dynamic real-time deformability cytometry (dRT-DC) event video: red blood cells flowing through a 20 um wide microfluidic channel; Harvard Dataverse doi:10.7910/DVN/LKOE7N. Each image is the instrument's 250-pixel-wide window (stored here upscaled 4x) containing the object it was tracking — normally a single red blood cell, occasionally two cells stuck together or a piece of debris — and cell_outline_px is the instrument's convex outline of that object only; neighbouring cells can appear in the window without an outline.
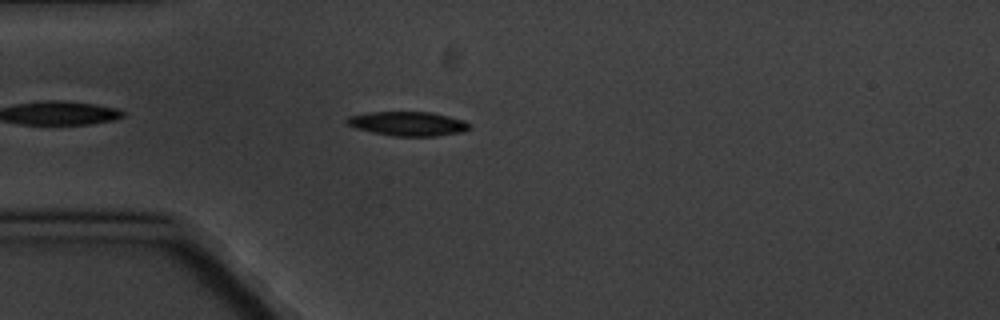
{"species": "common noctule bat (a hibernating species)", "species_latin": "Nyctalus noctula", "temperature_condition": "cold", "stored_images_in_passage": 7, "camera_frame_rate_fps": 3000, "um_per_image_px": 0.085, "animal": {"sex": "male", "body_mass_g": 20.1, "forearm_length_mm": 53.5}, "frame": {"image": 1, "passage_image": 5, "time_ms": 5.0, "image_size_px": [1000, 320], "cell_outline_px": [[472, 128], [464, 132], [436, 136], [392, 136], [372, 132], [356, 128], [348, 124], [344, 120], [348, 116], [368, 112], [432, 112], [464, 120], [472, 124]], "centroid_in_image_um": [34.71, 10.51], "position_along_channel_um": 50.3, "area_um2": 17.51}}